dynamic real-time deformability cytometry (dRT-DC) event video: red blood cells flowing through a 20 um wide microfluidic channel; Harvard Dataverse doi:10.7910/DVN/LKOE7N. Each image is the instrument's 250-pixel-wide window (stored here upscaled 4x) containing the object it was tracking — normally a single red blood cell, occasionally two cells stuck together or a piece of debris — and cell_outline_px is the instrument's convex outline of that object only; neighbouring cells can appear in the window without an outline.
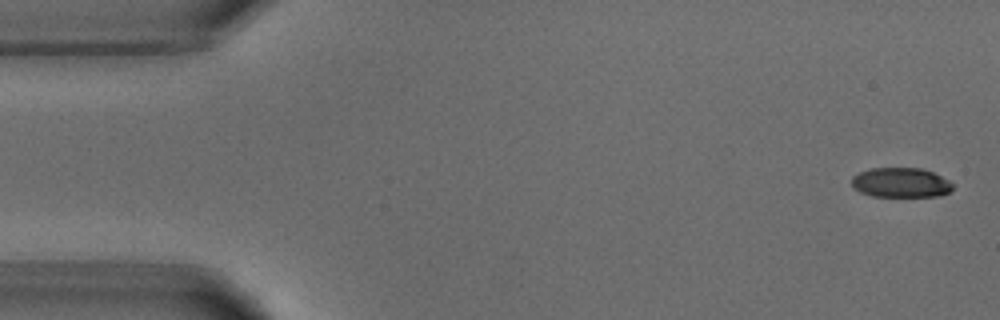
{"species": "common noctule bat (a hibernating species)", "species_latin": "Nyctalus noctula", "temperature_condition": "warm", "stored_images_in_passage": 4, "camera_frame_rate_fps": 3000, "um_per_image_px": 0.085, "animal": {"sex": "male", "body_mass_g": 18.8}, "frame": {"image": 1, "passage_image": 1, "time_ms": 0.0, "image_size_px": [1000, 320], "cell_outline_px": [[952, 188], [948, 192], [940, 196], [872, 196], [860, 192], [852, 188], [852, 176], [860, 172], [872, 168], [920, 168], [932, 172], [948, 180], [952, 184]], "centroid_in_image_um": [76.53, 15.52], "position_along_channel_um": 8.5, "area_um2": 17.4}}
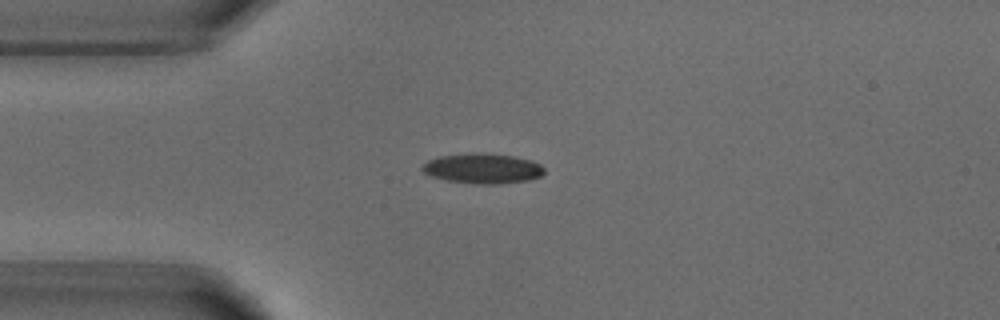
{"frame": {"image": 2, "passage_image": 4, "time_ms": 3.667, "image_size_px": [1000, 320], "cell_outline_px": [[544, 172], [540, 176], [528, 180], [500, 184], [480, 184], [448, 180], [432, 176], [424, 172], [420, 168], [428, 160], [440, 156], [468, 152], [488, 152], [512, 156], [528, 160], [540, 164], [544, 168]], "centroid_in_image_um": [41.02, 14.3], "position_along_channel_um": 44.0, "area_um2": 21.39}}